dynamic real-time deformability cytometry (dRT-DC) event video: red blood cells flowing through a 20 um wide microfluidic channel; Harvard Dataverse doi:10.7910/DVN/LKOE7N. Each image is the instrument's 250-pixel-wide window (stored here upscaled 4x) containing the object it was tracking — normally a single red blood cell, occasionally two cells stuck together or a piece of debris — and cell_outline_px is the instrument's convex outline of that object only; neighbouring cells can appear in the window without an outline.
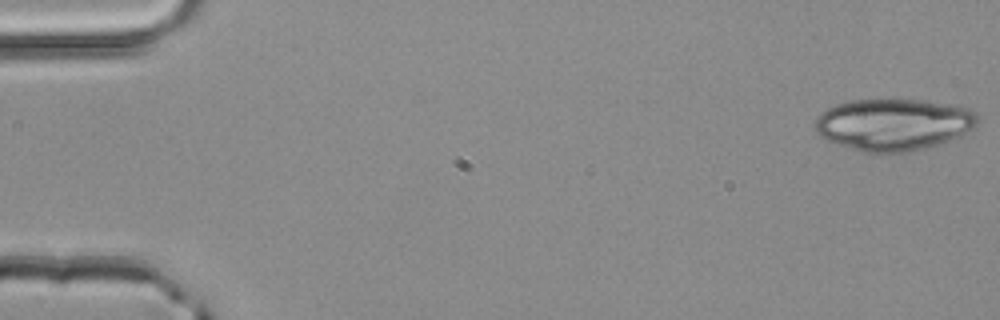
{"species": "common noctule bat (a hibernating species)", "species_latin": "Nyctalus noctula", "temperature_condition": "room temperature", "stored_images_in_passage": 5, "camera_frame_rate_fps": 3000, "um_per_image_px": 0.085, "animal": {"sex": "male", "body_mass_g": 20.4}, "frame": {"image": 1, "passage_image": 1, "time_ms": 0.0, "image_size_px": [1000, 320], "cell_outline_px": [[980, 120], [972, 128], [948, 140], [924, 148], [904, 152], [864, 152], [836, 144], [824, 140], [816, 132], [816, 116], [820, 112], [836, 104], [852, 100], [924, 100], [968, 108]], "centroid_in_image_um": [75.87, 10.58], "position_along_channel_um": 9.1, "area_um2": 48.55}}